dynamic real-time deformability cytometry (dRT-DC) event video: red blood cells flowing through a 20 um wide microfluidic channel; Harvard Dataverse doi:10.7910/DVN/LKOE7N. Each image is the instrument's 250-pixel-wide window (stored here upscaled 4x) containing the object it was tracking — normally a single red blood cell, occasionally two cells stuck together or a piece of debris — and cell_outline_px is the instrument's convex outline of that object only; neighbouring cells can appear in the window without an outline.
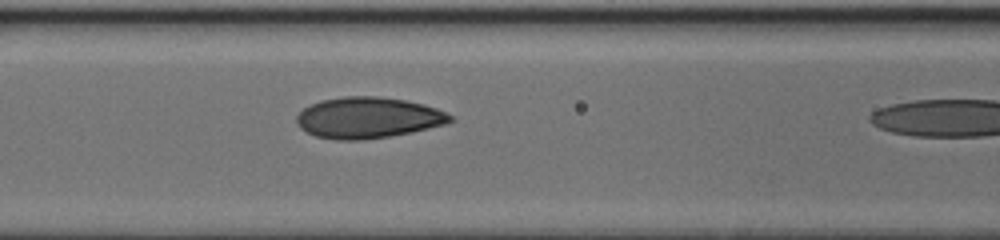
{"species": "human", "species_latin": "Homo sapiens", "temperature_condition": "cold", "stored_images_in_passage": 20, "camera_frame_rate_fps": 3000, "um_per_image_px": 0.085, "donor": {"sex": "female"}, "frame": {"image": 1, "passage_image": 19, "time_ms": 6.0, "image_size_px": [1000, 240], "cell_outline_px": [[456, 120], [444, 124], [412, 132], [364, 140], [336, 140], [316, 136], [300, 128], [296, 124], [296, 116], [304, 108], [320, 100], [344, 96], [376, 96], [404, 100], [424, 104], [436, 108], [452, 116]], "centroid_in_image_um": [31.27, 10.0], "position_along_channel_um": 135.3, "area_um2": 36.7}}